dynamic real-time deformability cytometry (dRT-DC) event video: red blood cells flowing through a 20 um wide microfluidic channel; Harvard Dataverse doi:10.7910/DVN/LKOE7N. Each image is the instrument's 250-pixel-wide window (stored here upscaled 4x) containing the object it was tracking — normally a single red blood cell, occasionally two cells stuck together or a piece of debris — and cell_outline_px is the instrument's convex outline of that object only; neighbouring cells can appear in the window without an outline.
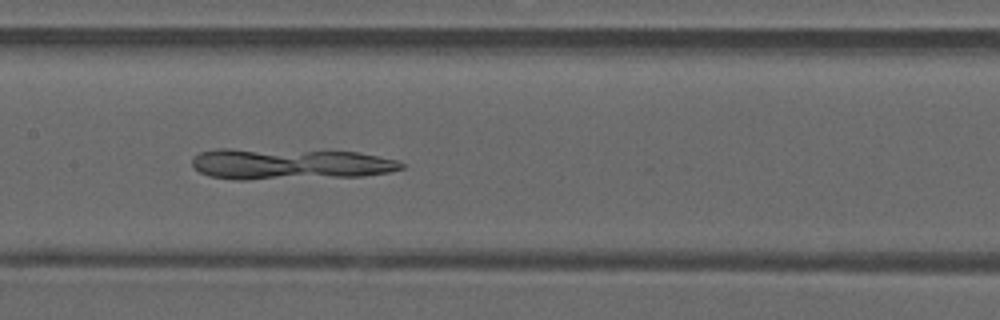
{"species": "common noctule bat (a hibernating species)", "species_latin": "Nyctalus noctula", "temperature_condition": "warm", "stored_images_in_passage": 47, "camera_frame_rate_fps": 3000, "um_per_image_px": 0.085, "animal": {"sex": "male", "forearm_length_mm": 52.5}, "frame": {"image": 1, "passage_image": 23, "time_ms": 7.333, "image_size_px": [1000, 320], "cell_outline_px": [[404, 168], [388, 172], [364, 176], [248, 180], [236, 180], [208, 176], [200, 172], [192, 164], [192, 160], [200, 152], [216, 148], [228, 148], [360, 152], [396, 160], [404, 164]], "centroid_in_image_um": [24.6, 13.94], "position_along_channel_um": 182.8, "area_um2": 38.21}}
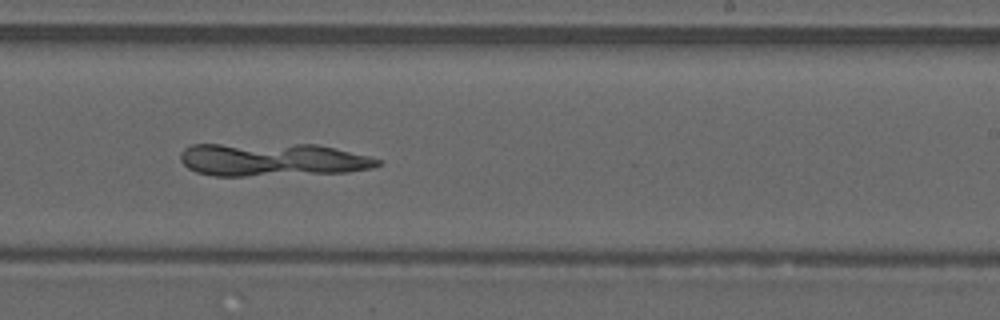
{"frame": {"image": 2, "passage_image": 29, "time_ms": 9.333, "image_size_px": [1000, 320], "cell_outline_px": [[384, 160], [380, 164], [372, 168], [348, 172], [244, 176], [216, 176], [196, 172], [188, 168], [180, 160], [180, 152], [184, 148], [192, 144], [316, 144], [372, 156]], "centroid_in_image_um": [23.16, 13.56], "position_along_channel_um": 265.8, "area_um2": 38.38}}
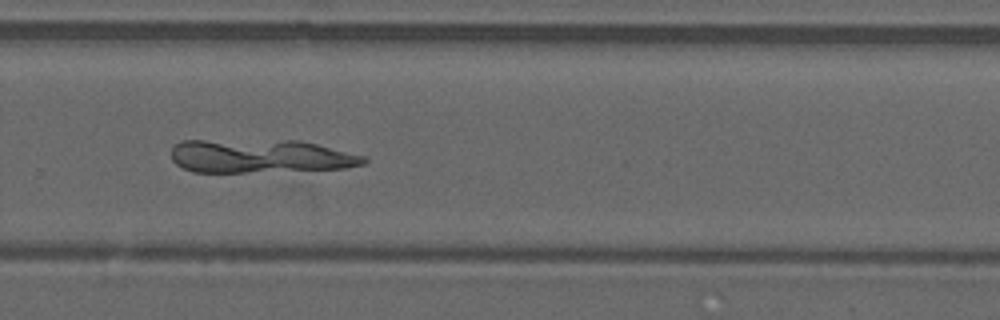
{"frame": {"image": 3, "passage_image": 32, "time_ms": 10.333, "image_size_px": [1000, 320], "cell_outline_px": [[368, 160], [364, 164], [344, 168], [244, 172], [192, 172], [176, 164], [172, 160], [172, 148], [180, 140], [300, 140], [368, 156]], "centroid_in_image_um": [22.13, 13.26], "position_along_channel_um": 307.7, "area_um2": 37.8}}